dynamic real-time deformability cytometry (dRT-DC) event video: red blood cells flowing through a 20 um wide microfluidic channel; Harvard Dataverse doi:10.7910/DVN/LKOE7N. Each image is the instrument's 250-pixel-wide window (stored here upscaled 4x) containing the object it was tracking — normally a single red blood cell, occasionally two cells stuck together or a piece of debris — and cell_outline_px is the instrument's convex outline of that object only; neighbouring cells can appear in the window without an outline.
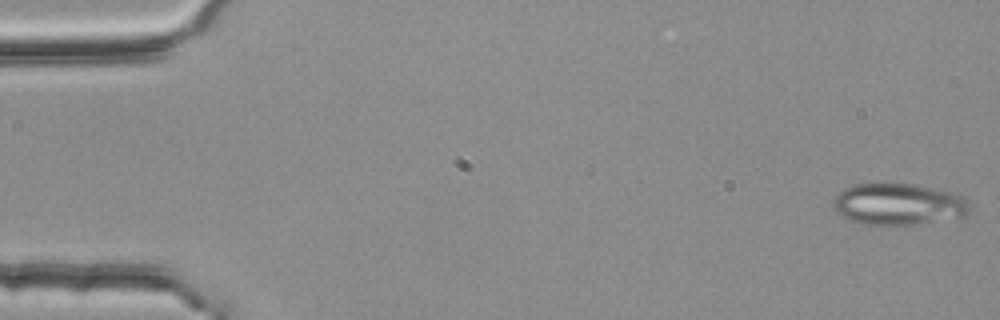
{"species": "common noctule bat (a hibernating species)", "species_latin": "Nyctalus noctula", "temperature_condition": "room temperature", "stored_images_in_passage": 54, "camera_frame_rate_fps": 3000, "um_per_image_px": 0.085, "animal": {"sex": "female", "body_mass_g": 25.1}, "frame": {"image": 1, "passage_image": 1, "time_ms": 0.0, "image_size_px": [1000, 320], "cell_outline_px": [[972, 208], [964, 216], [912, 224], [864, 224], [848, 220], [836, 212], [836, 196], [844, 188], [852, 184], [916, 184], [956, 192], [968, 200]], "centroid_in_image_um": [76.42, 17.34], "position_along_channel_um": 8.6, "area_um2": 32.83}}
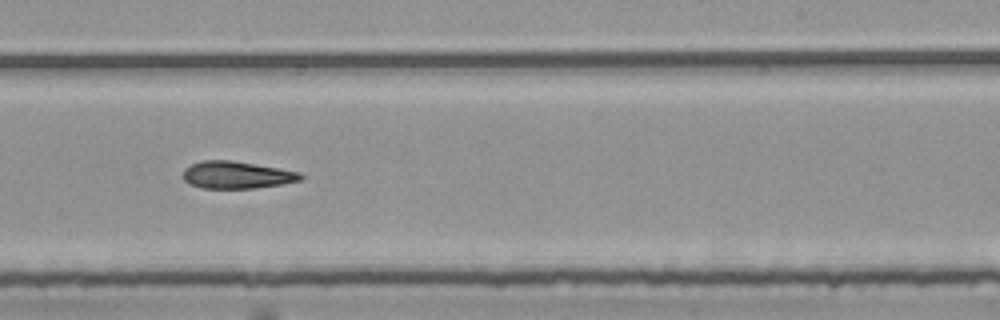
{"frame": {"image": 2, "passage_image": 33, "time_ms": 10.667, "image_size_px": [1000, 320], "cell_outline_px": [[304, 176], [300, 180], [280, 184], [256, 188], [204, 188], [192, 184], [184, 180], [184, 168], [200, 160], [232, 160], [280, 168], [300, 172]], "centroid_in_image_um": [20.13, 14.86], "position_along_channel_um": 268.9, "area_um2": 18.55}}
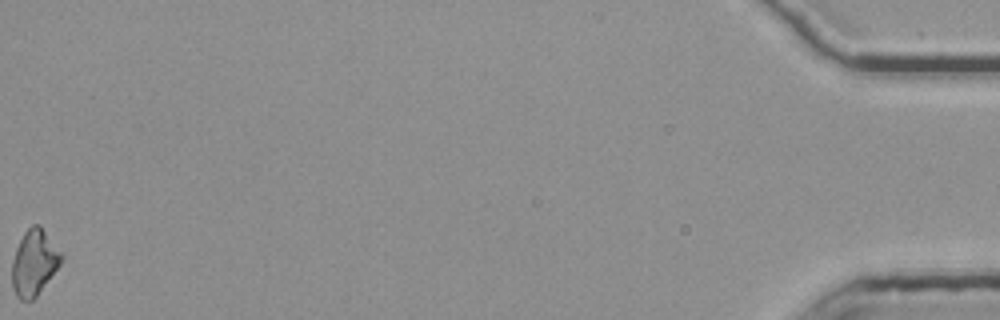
{"frame": {"image": 3, "passage_image": 54, "time_ms": 17.667, "image_size_px": [1000, 320], "cell_outline_px": [[60, 264], [36, 296], [32, 300], [20, 300], [16, 296], [12, 288], [12, 260], [16, 248], [24, 232], [32, 224], [40, 224], [60, 252]], "centroid_in_image_um": [2.85, 22.32], "position_along_channel_um": 432.3, "area_um2": 18.5}}